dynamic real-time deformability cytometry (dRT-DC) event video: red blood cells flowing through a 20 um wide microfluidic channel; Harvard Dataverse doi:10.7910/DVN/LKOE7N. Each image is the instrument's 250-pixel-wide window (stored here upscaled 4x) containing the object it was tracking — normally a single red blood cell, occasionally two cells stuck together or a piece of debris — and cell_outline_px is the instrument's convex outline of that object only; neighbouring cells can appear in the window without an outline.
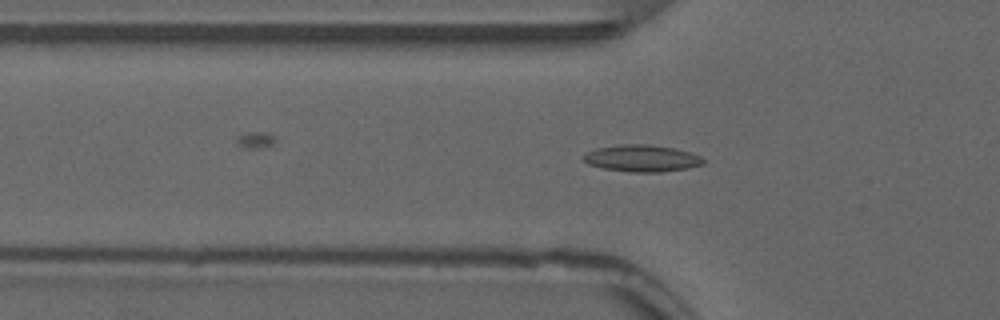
{"species": "common noctule bat (a hibernating species)", "species_latin": "Nyctalus noctula", "temperature_condition": "warm", "stored_images_in_passage": 44, "camera_frame_rate_fps": 3000, "um_per_image_px": 0.085, "animal": {"sex": "male", "forearm_length_mm": 52.5}, "frame": {"image": 1, "passage_image": 18, "time_ms": 5.667, "image_size_px": [1000, 320], "cell_outline_px": [[704, 164], [688, 168], [660, 172], [632, 172], [604, 168], [588, 164], [580, 156], [584, 152], [596, 148], [624, 144], [648, 144], [676, 148], [700, 156], [704, 160]], "centroid_in_image_um": [54.53, 13.45], "position_along_channel_um": 71.3, "area_um2": 18.79}}
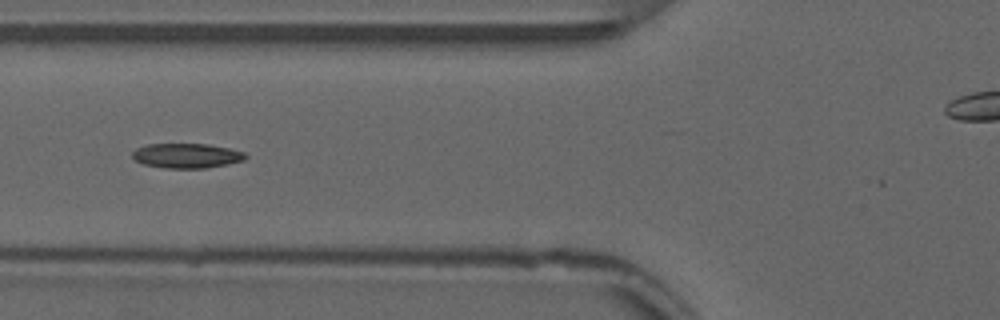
{"frame": {"image": 2, "passage_image": 21, "time_ms": 6.667, "image_size_px": [1000, 320], "cell_outline_px": [[248, 156], [244, 160], [228, 164], [204, 168], [164, 168], [144, 164], [136, 160], [132, 156], [132, 152], [136, 148], [148, 144], [208, 144], [228, 148], [244, 152]], "centroid_in_image_um": [15.87, 13.23], "position_along_channel_um": 109.9, "area_um2": 16.24}}
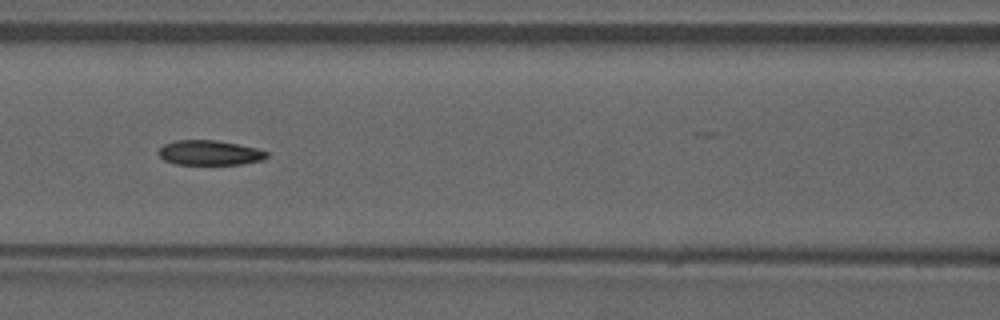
{"frame": {"image": 3, "passage_image": 24, "time_ms": 7.667, "image_size_px": [1000, 320], "cell_outline_px": [[268, 156], [260, 160], [240, 164], [176, 164], [164, 160], [156, 152], [164, 144], [176, 140], [216, 140], [256, 148], [268, 152]], "centroid_in_image_um": [17.77, 12.98], "position_along_channel_um": 148.8, "area_um2": 15.49}}